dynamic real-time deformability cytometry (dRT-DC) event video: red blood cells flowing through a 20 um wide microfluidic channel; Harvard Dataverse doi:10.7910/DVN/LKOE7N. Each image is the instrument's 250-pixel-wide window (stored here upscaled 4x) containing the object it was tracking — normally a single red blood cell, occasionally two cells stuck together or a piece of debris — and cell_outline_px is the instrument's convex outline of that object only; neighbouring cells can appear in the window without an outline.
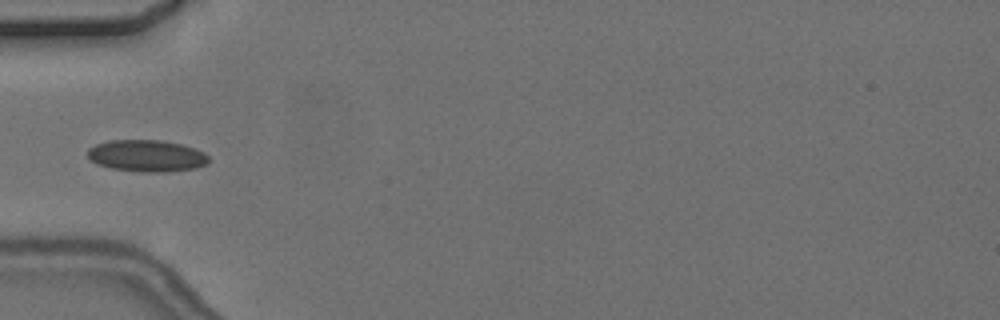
{"species": "common noctule bat (a hibernating species)", "species_latin": "Nyctalus noctula", "temperature_condition": "cold", "stored_images_in_passage": 8, "camera_frame_rate_fps": 3000, "um_per_image_px": 0.085, "animal": {"sex": "female", "body_mass_g": 24.6, "forearm_length_mm": 56.2}, "frame": {"image": 1, "passage_image": 4, "time_ms": 4.667, "image_size_px": [1000, 320], "cell_outline_px": [[208, 164], [196, 168], [168, 172], [140, 172], [112, 168], [96, 164], [88, 160], [88, 148], [96, 144], [108, 140], [164, 140], [196, 148], [204, 152], [208, 156]], "centroid_in_image_um": [12.47, 13.24], "position_along_channel_um": 72.5, "area_um2": 22.72}}
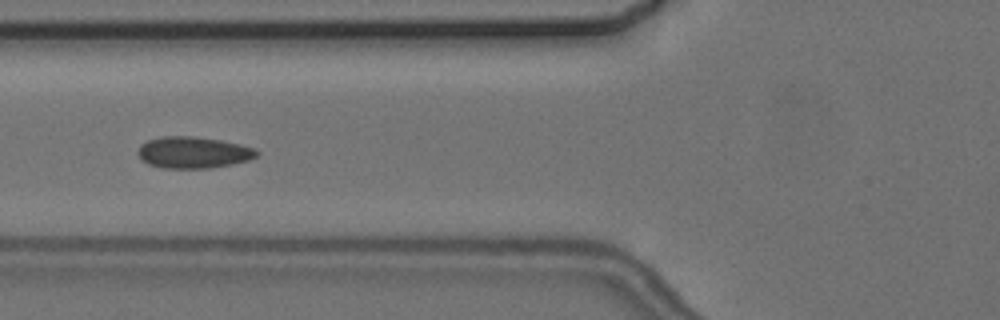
{"frame": {"image": 2, "passage_image": 5, "time_ms": 5.667, "image_size_px": [1000, 320], "cell_outline_px": [[260, 152], [256, 156], [248, 160], [232, 164], [212, 168], [160, 168], [148, 164], [140, 160], [136, 152], [140, 144], [148, 140], [164, 136], [196, 136], [220, 140], [240, 144], [256, 148]], "centroid_in_image_um": [16.4, 12.96], "position_along_channel_um": 109.4, "area_um2": 22.14}}
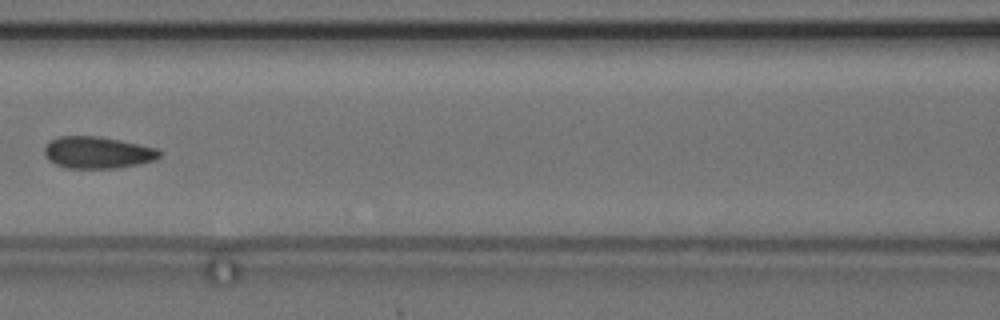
{"frame": {"image": 3, "passage_image": 6, "time_ms": 7.0, "image_size_px": [1000, 320], "cell_outline_px": [[160, 156], [156, 160], [116, 168], [68, 168], [56, 164], [48, 160], [44, 156], [44, 148], [52, 140], [60, 136], [100, 136], [140, 144], [156, 148], [160, 152]], "centroid_in_image_um": [8.28, 12.96], "position_along_channel_um": 158.3, "area_um2": 21.27}}